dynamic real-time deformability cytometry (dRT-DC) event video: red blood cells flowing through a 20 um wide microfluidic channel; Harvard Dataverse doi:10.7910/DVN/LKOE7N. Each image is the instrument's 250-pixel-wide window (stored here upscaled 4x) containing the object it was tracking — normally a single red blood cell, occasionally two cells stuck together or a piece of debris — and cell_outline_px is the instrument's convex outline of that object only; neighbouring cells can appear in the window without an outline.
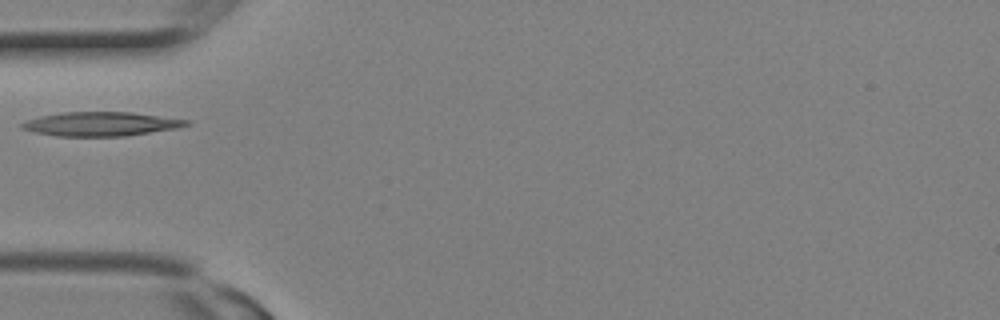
{"species": "Egyptian fruit bat (a non-hibernating species)", "species_latin": "Rousettus aegyptiacus", "temperature_condition": "room temperature", "stored_images_in_passage": 1, "camera_frame_rate_fps": 3000, "um_per_image_px": 0.085, "animal": {"sex": "female"}, "frame": {"image": 1, "passage_image": 1, "time_ms": 0.0, "image_size_px": [1000, 320], "cell_outline_px": [[192, 124], [176, 128], [124, 136], [56, 136], [36, 132], [20, 128], [20, 124], [28, 120], [40, 116], [60, 112], [132, 112], [188, 120]], "centroid_in_image_um": [8.56, 10.53], "position_along_channel_um": 76.4, "area_um2": 22.89}}